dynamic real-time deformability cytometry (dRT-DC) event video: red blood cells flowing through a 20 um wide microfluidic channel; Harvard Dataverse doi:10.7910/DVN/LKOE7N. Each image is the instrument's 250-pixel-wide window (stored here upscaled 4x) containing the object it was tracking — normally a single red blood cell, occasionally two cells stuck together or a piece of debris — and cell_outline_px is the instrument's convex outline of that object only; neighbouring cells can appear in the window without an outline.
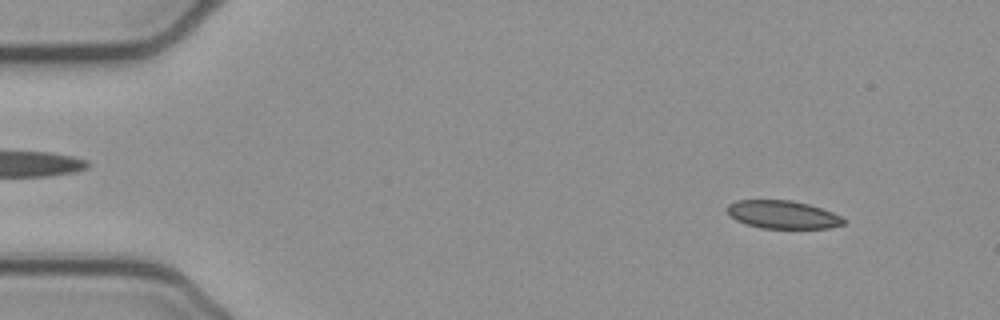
{"species": "common noctule bat (a hibernating species)", "species_latin": "Nyctalus noctula", "temperature_condition": "cold", "stored_images_in_passage": 53, "segment_of_instrument_passage": [1, 2], "camera_frame_rate_fps": 3000, "um_per_image_px": 0.085, "animal": {"sex": "female", "body_mass_g": 21.9}, "frame": {"image": 1, "passage_image": 5, "time_ms": 1.333, "image_size_px": [1000, 320], "cell_outline_px": [[844, 224], [828, 228], [760, 228], [744, 224], [728, 216], [728, 204], [736, 200], [792, 200], [808, 204], [832, 212], [840, 216], [844, 220]], "centroid_in_image_um": [66.48, 18.24], "position_along_channel_um": 18.5, "area_um2": 19.02}}
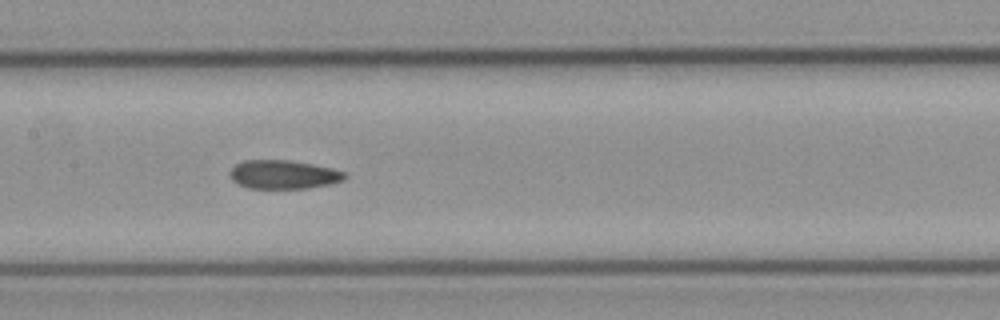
{"frame": {"image": 2, "passage_image": 25, "time_ms": 8.0, "image_size_px": [1000, 320], "cell_outline_px": [[348, 176], [344, 180], [332, 184], [308, 188], [248, 188], [232, 180], [228, 176], [228, 172], [236, 164], [244, 160], [288, 160], [312, 164], [332, 168], [348, 172]], "centroid_in_image_um": [24.13, 14.83], "position_along_channel_um": 183.3, "area_um2": 19.42}}
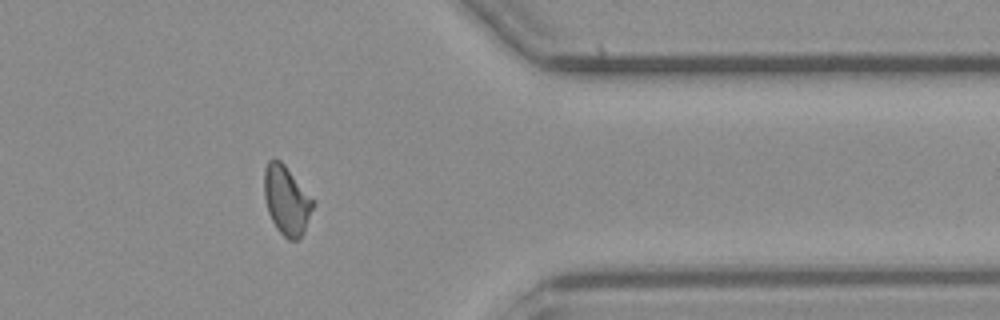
{"frame": {"image": 3, "passage_image": 42, "time_ms": 13.667, "image_size_px": [1000, 320], "cell_outline_px": [[316, 204], [304, 232], [296, 240], [288, 240], [276, 228], [268, 212], [264, 196], [264, 168], [268, 160], [272, 156], [276, 156], [284, 164]], "centroid_in_image_um": [24.34, 17.0], "position_along_channel_um": 387.1, "area_um2": 19.71}}